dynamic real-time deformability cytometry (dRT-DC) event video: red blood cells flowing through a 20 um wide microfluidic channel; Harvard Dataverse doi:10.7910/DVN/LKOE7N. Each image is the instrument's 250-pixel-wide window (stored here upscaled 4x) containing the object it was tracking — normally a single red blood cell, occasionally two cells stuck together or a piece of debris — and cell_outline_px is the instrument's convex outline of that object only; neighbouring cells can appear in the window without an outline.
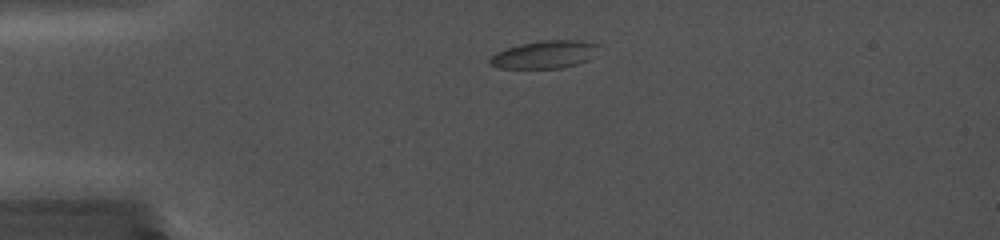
{"species": "common noctule bat (a hibernating species)", "species_latin": "Nyctalus noctula", "temperature_condition": "cold", "stored_images_in_passage": 67, "camera_frame_rate_fps": 5000, "um_per_image_px": 0.085, "animal": {"sex": "female", "body_mass_g": 19.0, "forearm_length_mm": 56.7}, "frame": {"image": 1, "passage_image": 16, "time_ms": 3.0, "image_size_px": [1000, 240], "cell_outline_px": [[600, 44], [588, 60], [576, 64], [560, 68], [496, 68], [488, 64], [488, 60], [496, 52], [520, 44], [540, 40], [584, 40]], "centroid_in_image_um": [46.26, 4.63], "position_along_channel_um": 38.7, "area_um2": 17.57}}
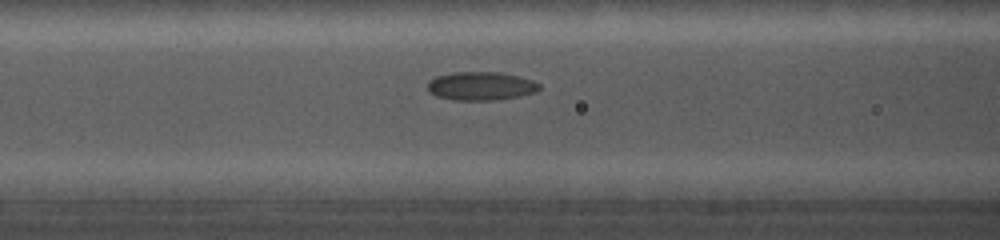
{"frame": {"image": 2, "passage_image": 34, "time_ms": 6.6, "image_size_px": [1000, 240], "cell_outline_px": [[540, 88], [536, 92], [520, 96], [492, 100], [452, 100], [436, 96], [428, 92], [428, 80], [436, 76], [452, 72], [500, 72], [520, 76], [532, 80], [540, 84]], "centroid_in_image_um": [40.86, 7.31], "position_along_channel_um": 125.7, "area_um2": 18.73}}
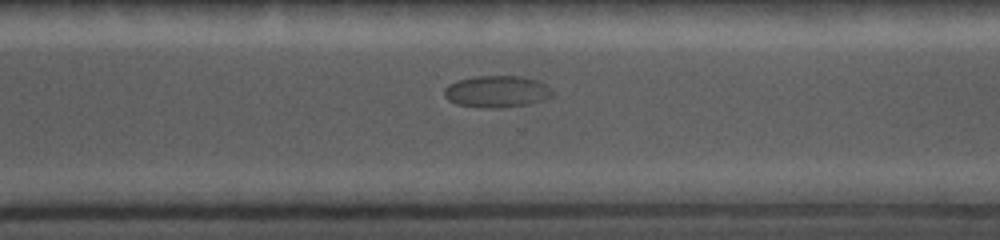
{"frame": {"image": 3, "passage_image": 63, "time_ms": 12.4, "image_size_px": [1000, 240], "cell_outline_px": [[552, 96], [544, 100], [528, 104], [500, 108], [488, 108], [456, 104], [448, 100], [444, 96], [444, 88], [448, 84], [456, 80], [472, 76], [524, 76], [536, 80], [544, 84], [552, 92]], "centroid_in_image_um": [42.18, 7.77], "position_along_channel_um": 328.4, "area_um2": 20.11}}